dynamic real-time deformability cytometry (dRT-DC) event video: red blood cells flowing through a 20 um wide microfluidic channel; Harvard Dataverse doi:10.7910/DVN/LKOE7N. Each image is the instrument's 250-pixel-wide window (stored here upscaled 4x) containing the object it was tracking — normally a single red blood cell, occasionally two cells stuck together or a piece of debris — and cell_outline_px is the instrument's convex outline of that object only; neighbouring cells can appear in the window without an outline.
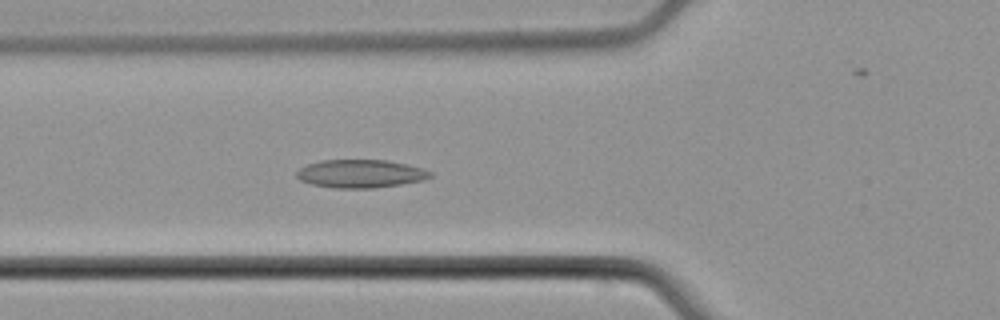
{"species": "common noctule bat (a hibernating species)", "species_latin": "Nyctalus noctula", "temperature_condition": "cold", "stored_images_in_passage": 5, "camera_frame_rate_fps": 3000, "um_per_image_px": 0.085, "animal": {"sex": "male", "body_mass_g": 21.5, "forearm_length_mm": 52.0}, "frame": {"image": 1, "passage_image": 5, "time_ms": 4.667, "image_size_px": [1000, 320], "cell_outline_px": [[432, 176], [424, 180], [400, 184], [372, 188], [336, 188], [312, 184], [300, 180], [296, 176], [296, 172], [300, 168], [308, 164], [320, 160], [384, 160], [404, 164], [420, 168], [432, 172]], "centroid_in_image_um": [30.61, 14.76], "position_along_channel_um": 95.2, "area_um2": 21.68}}